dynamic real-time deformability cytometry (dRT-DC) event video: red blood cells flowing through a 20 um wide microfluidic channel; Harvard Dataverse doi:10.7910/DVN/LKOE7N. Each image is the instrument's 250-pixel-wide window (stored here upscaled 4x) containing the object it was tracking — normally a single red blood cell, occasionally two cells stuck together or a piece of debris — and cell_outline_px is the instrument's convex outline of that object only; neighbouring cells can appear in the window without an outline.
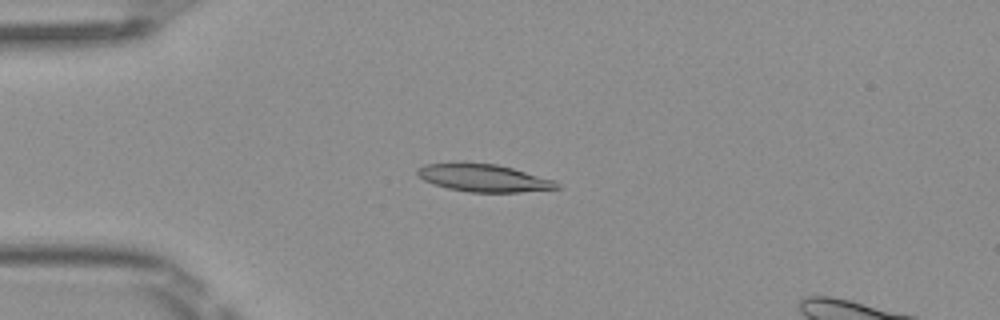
{"species": "Egyptian fruit bat (a non-hibernating species)", "species_latin": "Rousettus aegyptiacus", "temperature_condition": "room temperature", "stored_images_in_passage": 6, "camera_frame_rate_fps": 3000, "um_per_image_px": 0.085, "frame": {"image": 1, "passage_image": 4, "time_ms": 1.0, "image_size_px": [1000, 320], "cell_outline_px": [[564, 188], [520, 192], [468, 192], [448, 188], [432, 184], [424, 180], [416, 172], [416, 168], [424, 164], [448, 160], [464, 160], [496, 164], [512, 168], [552, 180], [560, 184]], "centroid_in_image_um": [41.01, 15.08], "position_along_channel_um": 44.0, "area_um2": 23.18}}
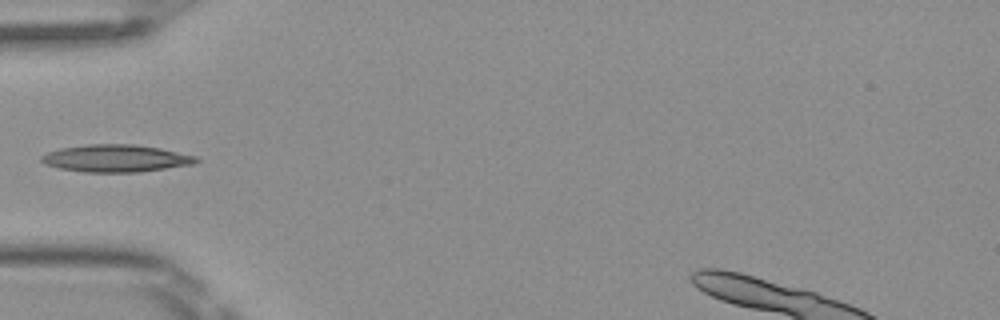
{"frame": {"image": 2, "passage_image": 5, "time_ms": 1.333, "image_size_px": [1000, 320], "cell_outline_px": [[200, 160], [196, 164], [140, 172], [84, 172], [60, 168], [44, 164], [40, 160], [40, 156], [48, 152], [60, 148], [88, 144], [132, 144], [160, 148], [196, 156]], "centroid_in_image_um": [9.86, 13.46], "position_along_channel_um": 75.1, "area_um2": 24.74}}
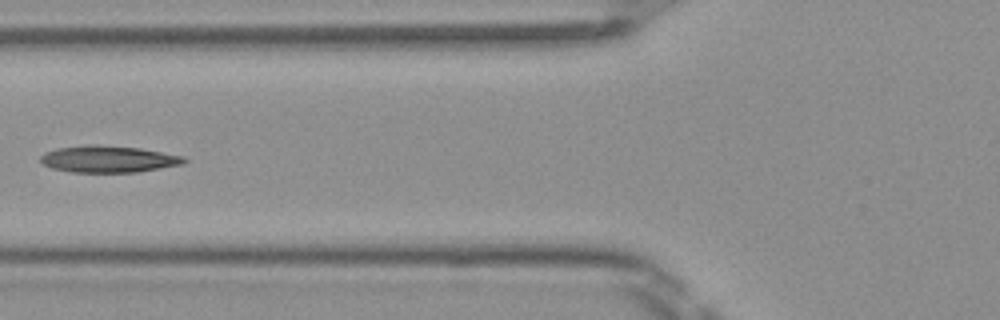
{"frame": {"image": 3, "passage_image": 6, "time_ms": 1.667, "image_size_px": [1000, 320], "cell_outline_px": [[188, 160], [184, 164], [136, 172], [72, 172], [52, 168], [44, 164], [40, 160], [40, 156], [44, 152], [56, 148], [88, 144], [92, 144], [140, 148], [184, 156]], "centroid_in_image_um": [9.21, 13.51], "position_along_channel_um": 116.6, "area_um2": 22.43}}